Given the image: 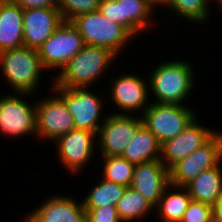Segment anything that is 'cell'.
<instances>
[{
    "mask_svg": "<svg viewBox=\"0 0 222 222\" xmlns=\"http://www.w3.org/2000/svg\"><path fill=\"white\" fill-rule=\"evenodd\" d=\"M110 50L85 45L62 69L52 82V87H90L109 68L112 61H118Z\"/></svg>",
    "mask_w": 222,
    "mask_h": 222,
    "instance_id": "cell-1",
    "label": "cell"
},
{
    "mask_svg": "<svg viewBox=\"0 0 222 222\" xmlns=\"http://www.w3.org/2000/svg\"><path fill=\"white\" fill-rule=\"evenodd\" d=\"M163 62L154 67L148 81L155 103L183 105L194 88V68L185 60Z\"/></svg>",
    "mask_w": 222,
    "mask_h": 222,
    "instance_id": "cell-2",
    "label": "cell"
},
{
    "mask_svg": "<svg viewBox=\"0 0 222 222\" xmlns=\"http://www.w3.org/2000/svg\"><path fill=\"white\" fill-rule=\"evenodd\" d=\"M0 68L15 93L30 94L37 90L45 70L38 51L26 46L1 51Z\"/></svg>",
    "mask_w": 222,
    "mask_h": 222,
    "instance_id": "cell-3",
    "label": "cell"
},
{
    "mask_svg": "<svg viewBox=\"0 0 222 222\" xmlns=\"http://www.w3.org/2000/svg\"><path fill=\"white\" fill-rule=\"evenodd\" d=\"M71 22L85 45L103 47L115 56L134 38L123 26L104 17L99 10L75 17Z\"/></svg>",
    "mask_w": 222,
    "mask_h": 222,
    "instance_id": "cell-4",
    "label": "cell"
},
{
    "mask_svg": "<svg viewBox=\"0 0 222 222\" xmlns=\"http://www.w3.org/2000/svg\"><path fill=\"white\" fill-rule=\"evenodd\" d=\"M187 105L160 104L151 102L141 115L143 124L162 145L179 135L196 117Z\"/></svg>",
    "mask_w": 222,
    "mask_h": 222,
    "instance_id": "cell-5",
    "label": "cell"
},
{
    "mask_svg": "<svg viewBox=\"0 0 222 222\" xmlns=\"http://www.w3.org/2000/svg\"><path fill=\"white\" fill-rule=\"evenodd\" d=\"M221 160L222 132H216L205 144L169 169L170 185L185 187L201 172L219 165Z\"/></svg>",
    "mask_w": 222,
    "mask_h": 222,
    "instance_id": "cell-6",
    "label": "cell"
},
{
    "mask_svg": "<svg viewBox=\"0 0 222 222\" xmlns=\"http://www.w3.org/2000/svg\"><path fill=\"white\" fill-rule=\"evenodd\" d=\"M85 46L83 37L70 21H63L37 49L45 70H61Z\"/></svg>",
    "mask_w": 222,
    "mask_h": 222,
    "instance_id": "cell-7",
    "label": "cell"
},
{
    "mask_svg": "<svg viewBox=\"0 0 222 222\" xmlns=\"http://www.w3.org/2000/svg\"><path fill=\"white\" fill-rule=\"evenodd\" d=\"M64 100L72 114L75 129L98 133L102 119L103 99L84 88L51 87Z\"/></svg>",
    "mask_w": 222,
    "mask_h": 222,
    "instance_id": "cell-8",
    "label": "cell"
},
{
    "mask_svg": "<svg viewBox=\"0 0 222 222\" xmlns=\"http://www.w3.org/2000/svg\"><path fill=\"white\" fill-rule=\"evenodd\" d=\"M104 119V120H103ZM102 125L98 130V145L102 156H121L137 130L143 125L141 115L109 113L103 116Z\"/></svg>",
    "mask_w": 222,
    "mask_h": 222,
    "instance_id": "cell-9",
    "label": "cell"
},
{
    "mask_svg": "<svg viewBox=\"0 0 222 222\" xmlns=\"http://www.w3.org/2000/svg\"><path fill=\"white\" fill-rule=\"evenodd\" d=\"M22 95L31 94L14 93L0 98V132L3 135L19 138L22 135L36 136V103L30 105L22 99Z\"/></svg>",
    "mask_w": 222,
    "mask_h": 222,
    "instance_id": "cell-10",
    "label": "cell"
},
{
    "mask_svg": "<svg viewBox=\"0 0 222 222\" xmlns=\"http://www.w3.org/2000/svg\"><path fill=\"white\" fill-rule=\"evenodd\" d=\"M36 103V136L55 141L75 129L74 120L64 100L55 96Z\"/></svg>",
    "mask_w": 222,
    "mask_h": 222,
    "instance_id": "cell-11",
    "label": "cell"
},
{
    "mask_svg": "<svg viewBox=\"0 0 222 222\" xmlns=\"http://www.w3.org/2000/svg\"><path fill=\"white\" fill-rule=\"evenodd\" d=\"M96 136L92 131L73 129L53 142L57 146L58 160L71 174L80 172L91 161L97 146L94 139Z\"/></svg>",
    "mask_w": 222,
    "mask_h": 222,
    "instance_id": "cell-12",
    "label": "cell"
},
{
    "mask_svg": "<svg viewBox=\"0 0 222 222\" xmlns=\"http://www.w3.org/2000/svg\"><path fill=\"white\" fill-rule=\"evenodd\" d=\"M110 80L113 83L110 85L109 94L114 101L113 103L123 112L115 113L130 115L131 112L134 114L135 111L143 110L141 113L143 114L150 106L148 102L150 92L148 79H142L139 75L129 73Z\"/></svg>",
    "mask_w": 222,
    "mask_h": 222,
    "instance_id": "cell-13",
    "label": "cell"
},
{
    "mask_svg": "<svg viewBox=\"0 0 222 222\" xmlns=\"http://www.w3.org/2000/svg\"><path fill=\"white\" fill-rule=\"evenodd\" d=\"M196 118L179 135L161 145L160 161L167 169L205 144L216 133L198 124Z\"/></svg>",
    "mask_w": 222,
    "mask_h": 222,
    "instance_id": "cell-14",
    "label": "cell"
},
{
    "mask_svg": "<svg viewBox=\"0 0 222 222\" xmlns=\"http://www.w3.org/2000/svg\"><path fill=\"white\" fill-rule=\"evenodd\" d=\"M155 208L166 188H171L169 169L159 160L135 165L130 186Z\"/></svg>",
    "mask_w": 222,
    "mask_h": 222,
    "instance_id": "cell-15",
    "label": "cell"
},
{
    "mask_svg": "<svg viewBox=\"0 0 222 222\" xmlns=\"http://www.w3.org/2000/svg\"><path fill=\"white\" fill-rule=\"evenodd\" d=\"M63 21L58 8L23 10V45L37 50Z\"/></svg>",
    "mask_w": 222,
    "mask_h": 222,
    "instance_id": "cell-16",
    "label": "cell"
},
{
    "mask_svg": "<svg viewBox=\"0 0 222 222\" xmlns=\"http://www.w3.org/2000/svg\"><path fill=\"white\" fill-rule=\"evenodd\" d=\"M24 222H86L83 201L69 196H51L41 207L27 214Z\"/></svg>",
    "mask_w": 222,
    "mask_h": 222,
    "instance_id": "cell-17",
    "label": "cell"
},
{
    "mask_svg": "<svg viewBox=\"0 0 222 222\" xmlns=\"http://www.w3.org/2000/svg\"><path fill=\"white\" fill-rule=\"evenodd\" d=\"M22 46L23 9L10 0H0V52Z\"/></svg>",
    "mask_w": 222,
    "mask_h": 222,
    "instance_id": "cell-18",
    "label": "cell"
},
{
    "mask_svg": "<svg viewBox=\"0 0 222 222\" xmlns=\"http://www.w3.org/2000/svg\"><path fill=\"white\" fill-rule=\"evenodd\" d=\"M194 201L214 206L222 197L221 164L201 172L193 181L185 186Z\"/></svg>",
    "mask_w": 222,
    "mask_h": 222,
    "instance_id": "cell-19",
    "label": "cell"
},
{
    "mask_svg": "<svg viewBox=\"0 0 222 222\" xmlns=\"http://www.w3.org/2000/svg\"><path fill=\"white\" fill-rule=\"evenodd\" d=\"M121 156L134 165L159 160L161 144L143 124L137 130L135 137L128 142Z\"/></svg>",
    "mask_w": 222,
    "mask_h": 222,
    "instance_id": "cell-20",
    "label": "cell"
},
{
    "mask_svg": "<svg viewBox=\"0 0 222 222\" xmlns=\"http://www.w3.org/2000/svg\"><path fill=\"white\" fill-rule=\"evenodd\" d=\"M118 1L120 2L121 26L132 36L139 35L144 29L150 27L149 24L152 23L150 19L155 9L146 0Z\"/></svg>",
    "mask_w": 222,
    "mask_h": 222,
    "instance_id": "cell-21",
    "label": "cell"
},
{
    "mask_svg": "<svg viewBox=\"0 0 222 222\" xmlns=\"http://www.w3.org/2000/svg\"><path fill=\"white\" fill-rule=\"evenodd\" d=\"M175 191L165 189L155 211L162 222H180L192 198L185 187L171 186ZM178 191H177V190Z\"/></svg>",
    "mask_w": 222,
    "mask_h": 222,
    "instance_id": "cell-22",
    "label": "cell"
},
{
    "mask_svg": "<svg viewBox=\"0 0 222 222\" xmlns=\"http://www.w3.org/2000/svg\"><path fill=\"white\" fill-rule=\"evenodd\" d=\"M121 222H131L146 218L154 210V207L139 192L127 187L124 195L116 205Z\"/></svg>",
    "mask_w": 222,
    "mask_h": 222,
    "instance_id": "cell-23",
    "label": "cell"
},
{
    "mask_svg": "<svg viewBox=\"0 0 222 222\" xmlns=\"http://www.w3.org/2000/svg\"><path fill=\"white\" fill-rule=\"evenodd\" d=\"M125 186L100 179L97 185L84 197V208H100L103 206H116L126 191Z\"/></svg>",
    "mask_w": 222,
    "mask_h": 222,
    "instance_id": "cell-24",
    "label": "cell"
},
{
    "mask_svg": "<svg viewBox=\"0 0 222 222\" xmlns=\"http://www.w3.org/2000/svg\"><path fill=\"white\" fill-rule=\"evenodd\" d=\"M210 1L211 0H165L163 7L166 9L169 8L186 20L202 25L209 21L210 11L208 6Z\"/></svg>",
    "mask_w": 222,
    "mask_h": 222,
    "instance_id": "cell-25",
    "label": "cell"
},
{
    "mask_svg": "<svg viewBox=\"0 0 222 222\" xmlns=\"http://www.w3.org/2000/svg\"><path fill=\"white\" fill-rule=\"evenodd\" d=\"M104 159L103 179L130 187L135 165L122 156H102Z\"/></svg>",
    "mask_w": 222,
    "mask_h": 222,
    "instance_id": "cell-26",
    "label": "cell"
},
{
    "mask_svg": "<svg viewBox=\"0 0 222 222\" xmlns=\"http://www.w3.org/2000/svg\"><path fill=\"white\" fill-rule=\"evenodd\" d=\"M101 0H57L59 9L64 21H72L75 17L96 11Z\"/></svg>",
    "mask_w": 222,
    "mask_h": 222,
    "instance_id": "cell-27",
    "label": "cell"
},
{
    "mask_svg": "<svg viewBox=\"0 0 222 222\" xmlns=\"http://www.w3.org/2000/svg\"><path fill=\"white\" fill-rule=\"evenodd\" d=\"M212 206L191 200L180 222H212Z\"/></svg>",
    "mask_w": 222,
    "mask_h": 222,
    "instance_id": "cell-28",
    "label": "cell"
},
{
    "mask_svg": "<svg viewBox=\"0 0 222 222\" xmlns=\"http://www.w3.org/2000/svg\"><path fill=\"white\" fill-rule=\"evenodd\" d=\"M86 222H121L116 206L108 205L100 208H84Z\"/></svg>",
    "mask_w": 222,
    "mask_h": 222,
    "instance_id": "cell-29",
    "label": "cell"
},
{
    "mask_svg": "<svg viewBox=\"0 0 222 222\" xmlns=\"http://www.w3.org/2000/svg\"><path fill=\"white\" fill-rule=\"evenodd\" d=\"M98 10L104 17L121 25L120 2L118 0H101Z\"/></svg>",
    "mask_w": 222,
    "mask_h": 222,
    "instance_id": "cell-30",
    "label": "cell"
},
{
    "mask_svg": "<svg viewBox=\"0 0 222 222\" xmlns=\"http://www.w3.org/2000/svg\"><path fill=\"white\" fill-rule=\"evenodd\" d=\"M23 10L57 8V0H10Z\"/></svg>",
    "mask_w": 222,
    "mask_h": 222,
    "instance_id": "cell-31",
    "label": "cell"
},
{
    "mask_svg": "<svg viewBox=\"0 0 222 222\" xmlns=\"http://www.w3.org/2000/svg\"><path fill=\"white\" fill-rule=\"evenodd\" d=\"M213 222H222V197L212 207Z\"/></svg>",
    "mask_w": 222,
    "mask_h": 222,
    "instance_id": "cell-32",
    "label": "cell"
},
{
    "mask_svg": "<svg viewBox=\"0 0 222 222\" xmlns=\"http://www.w3.org/2000/svg\"><path fill=\"white\" fill-rule=\"evenodd\" d=\"M153 8L156 6H163L165 3V0H146Z\"/></svg>",
    "mask_w": 222,
    "mask_h": 222,
    "instance_id": "cell-33",
    "label": "cell"
}]
</instances>
